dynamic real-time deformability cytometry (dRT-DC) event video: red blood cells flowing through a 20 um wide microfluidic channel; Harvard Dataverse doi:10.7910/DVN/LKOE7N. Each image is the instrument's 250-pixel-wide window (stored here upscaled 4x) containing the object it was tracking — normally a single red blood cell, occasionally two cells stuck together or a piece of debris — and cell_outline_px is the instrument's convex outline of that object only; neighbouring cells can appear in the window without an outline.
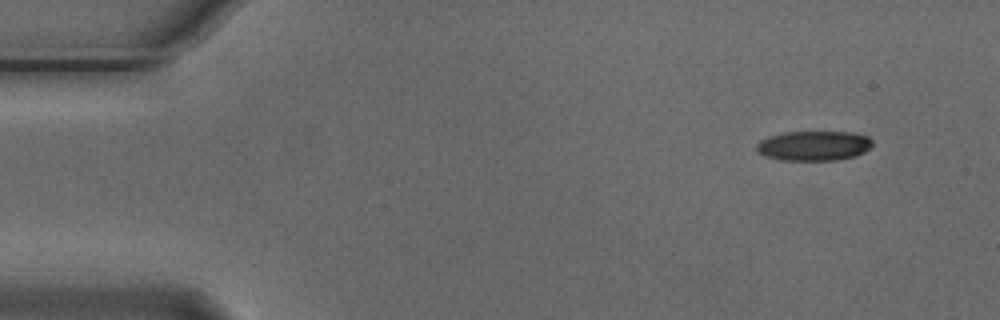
{"species": "Egyptian fruit bat (a non-hibernating species)", "species_latin": "Rousettus aegyptiacus", "temperature_condition": "cold", "stored_images_in_passage": 5, "segment_of_instrument_passage": [2, 2], "camera_frame_rate_fps": 3000, "um_per_image_px": 0.085, "animal": {"sex": "male"}, "frame": {"image": 1, "passage_image": 5, "time_ms": 1.333, "image_size_px": [1000, 320], "cell_outline_px": [[872, 148], [856, 156], [836, 160], [780, 160], [764, 156], [756, 152], [756, 144], [760, 140], [768, 136], [784, 132], [852, 132], [868, 136], [872, 140]], "centroid_in_image_um": [69.16, 12.39], "position_along_channel_um": 15.8, "area_um2": 20.4}}